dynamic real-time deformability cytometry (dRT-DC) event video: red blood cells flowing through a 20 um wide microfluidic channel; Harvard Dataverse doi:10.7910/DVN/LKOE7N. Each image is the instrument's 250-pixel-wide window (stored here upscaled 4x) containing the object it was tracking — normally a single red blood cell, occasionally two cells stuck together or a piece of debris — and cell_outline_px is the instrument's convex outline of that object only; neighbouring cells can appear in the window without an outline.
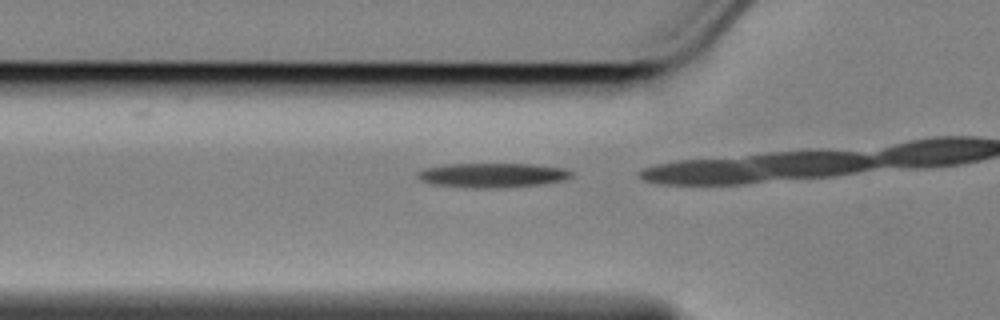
{"species": "Egyptian fruit bat (a non-hibernating species)", "species_latin": "Rousettus aegyptiacus", "temperature_condition": "cold", "stored_images_in_passage": 8, "camera_frame_rate_fps": 3000, "um_per_image_px": 0.085, "animal": {"sex": "female"}, "frame": {"image": 1, "passage_image": 5, "time_ms": 1.333, "image_size_px": [1000, 320], "cell_outline_px": [[572, 176], [564, 180], [544, 184], [500, 188], [472, 188], [432, 184], [420, 180], [416, 176], [416, 172], [424, 168], [448, 164], [536, 164], [564, 168], [572, 172]], "centroid_in_image_um": [41.85, 14.89], "position_along_channel_um": 83.9, "area_um2": 22.14}}
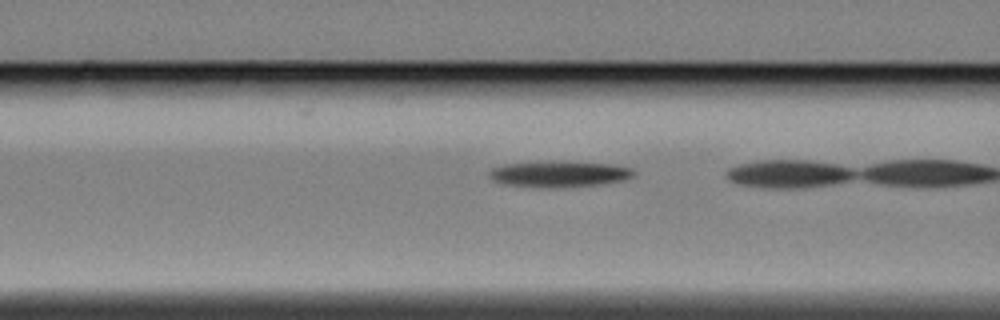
{"frame": {"image": 2, "passage_image": 8, "time_ms": 2.333, "image_size_px": [1000, 320], "cell_outline_px": [[636, 176], [624, 180], [604, 184], [504, 184], [492, 180], [488, 176], [488, 172], [492, 168], [504, 164], [560, 160], [568, 160], [612, 164], [632, 168], [636, 172]], "centroid_in_image_um": [47.62, 14.7], "position_along_channel_um": 119.0, "area_um2": 21.1}}